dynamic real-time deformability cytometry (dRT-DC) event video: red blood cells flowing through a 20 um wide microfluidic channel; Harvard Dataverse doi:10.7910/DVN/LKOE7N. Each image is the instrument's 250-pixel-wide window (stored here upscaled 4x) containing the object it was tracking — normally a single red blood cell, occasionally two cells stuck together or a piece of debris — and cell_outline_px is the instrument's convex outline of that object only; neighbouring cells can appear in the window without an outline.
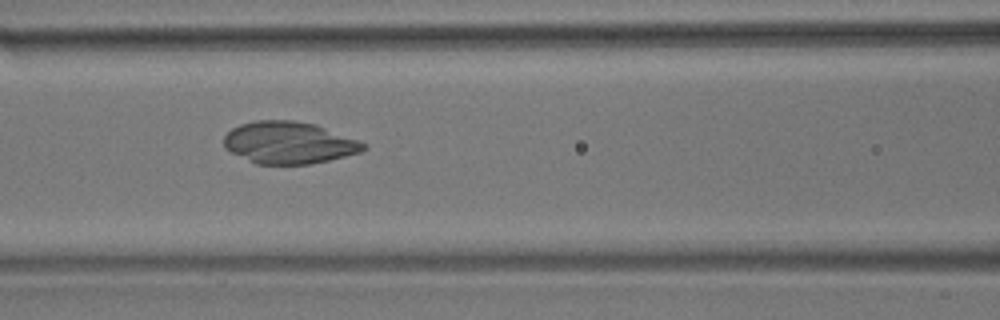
{"species": "common noctule bat (a hibernating species)", "species_latin": "Nyctalus noctula", "temperature_condition": "room temperature", "stored_images_in_passage": 57, "camera_frame_rate_fps": 3000, "um_per_image_px": 0.085, "animal": {"sex": "male", "body_mass_g": 17.9}, "frame": {"image": 1, "passage_image": 24, "time_ms": 7.667, "image_size_px": [1000, 320], "cell_outline_px": [[368, 148], [360, 152], [328, 160], [308, 164], [256, 164], [224, 148], [224, 136], [232, 128], [240, 124], [256, 120], [292, 120], [316, 124], [356, 140], [364, 144]], "centroid_in_image_um": [24.52, 12.12], "position_along_channel_um": 142.1, "area_um2": 33.87}}
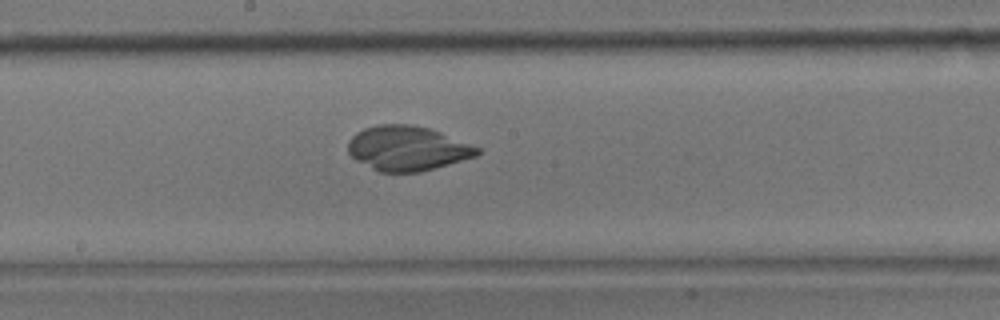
{"frame": {"image": 2, "passage_image": 30, "time_ms": 9.667, "image_size_px": [1000, 320], "cell_outline_px": [[480, 152], [476, 156], [420, 172], [380, 172], [356, 160], [348, 152], [348, 140], [356, 132], [364, 128], [376, 124], [408, 124], [428, 128], [440, 132], [480, 148]], "centroid_in_image_um": [34.59, 12.6], "position_along_channel_um": 213.6, "area_um2": 33.41}}
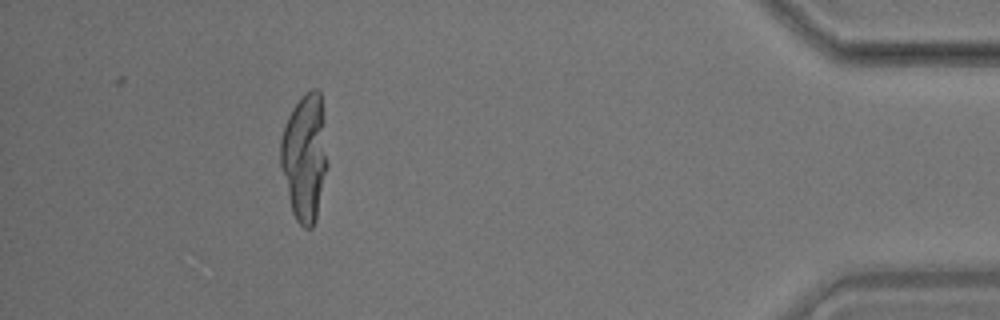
{"frame": {"image": 3, "passage_image": 51, "time_ms": 16.667, "image_size_px": [1000, 320], "cell_outline_px": [[328, 168], [316, 220], [312, 228], [304, 228], [296, 220], [292, 212], [280, 164], [280, 140], [288, 116], [304, 92], [312, 88], [316, 88], [320, 92], [324, 120], [328, 164]], "centroid_in_image_um": [25.92, 13.37], "position_along_channel_um": 409.3, "area_um2": 35.03}}